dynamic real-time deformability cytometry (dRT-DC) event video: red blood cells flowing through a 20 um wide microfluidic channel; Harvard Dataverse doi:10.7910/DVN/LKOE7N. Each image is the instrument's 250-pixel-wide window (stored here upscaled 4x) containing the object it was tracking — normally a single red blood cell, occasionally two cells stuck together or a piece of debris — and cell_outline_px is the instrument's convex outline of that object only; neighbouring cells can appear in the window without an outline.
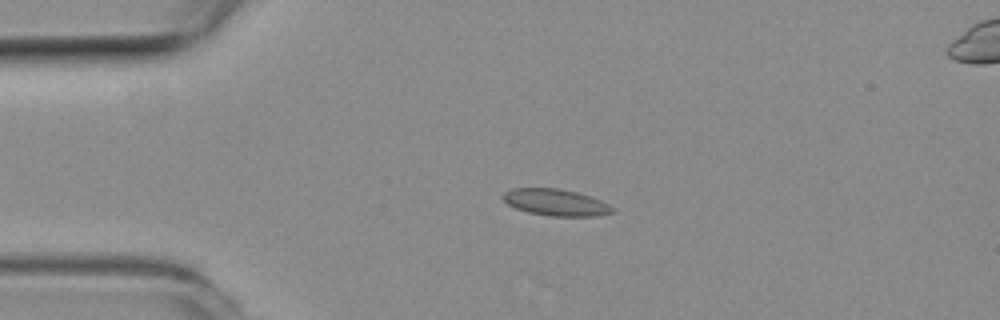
{"species": "common noctule bat (a hibernating species)", "species_latin": "Nyctalus noctula", "temperature_condition": "room temperature", "stored_images_in_passage": 52, "segment_of_instrument_passage": [1, 2], "camera_frame_rate_fps": 3000, "um_per_image_px": 0.085, "animal": {"sex": "female", "body_mass_g": 19.3, "forearm_length_mm": 54.1}, "frame": {"image": 1, "passage_image": 11, "time_ms": 3.333, "image_size_px": [1000, 320], "cell_outline_px": [[616, 212], [600, 216], [552, 216], [528, 212], [516, 208], [508, 204], [504, 200], [504, 192], [512, 188], [560, 188], [576, 192], [600, 200], [616, 208]], "centroid_in_image_um": [47.29, 17.21], "position_along_channel_um": 37.7, "area_um2": 16.99}}
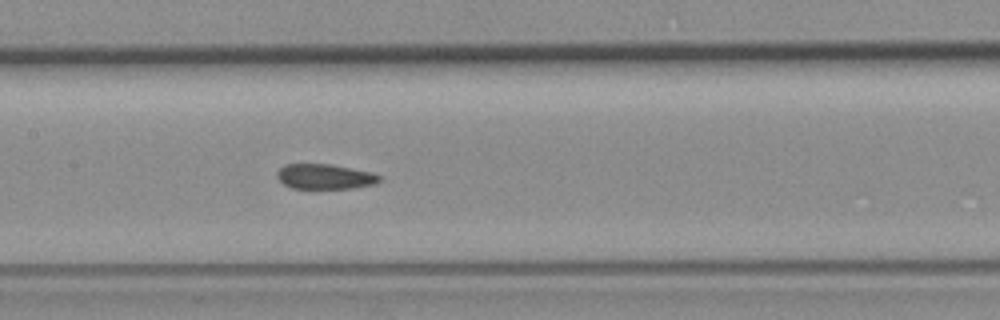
{"frame": {"image": 2, "passage_image": 24, "time_ms": 7.667, "image_size_px": [1000, 320], "cell_outline_px": [[380, 180], [376, 184], [352, 188], [292, 188], [284, 184], [276, 176], [276, 172], [284, 164], [332, 164], [372, 172], [380, 176]], "centroid_in_image_um": [27.61, 15.0], "position_along_channel_um": 179.8, "area_um2": 14.97}}
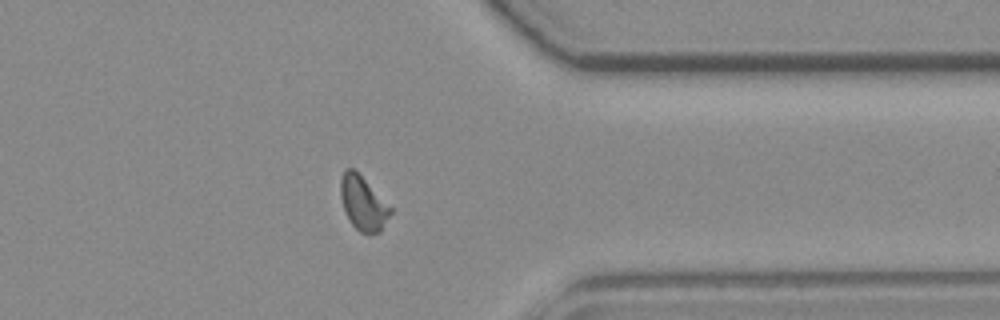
{"frame": {"image": 3, "passage_image": 40, "time_ms": 13.0, "image_size_px": [1000, 320], "cell_outline_px": [[392, 212], [380, 232], [368, 236], [360, 232], [352, 224], [344, 212], [340, 196], [340, 180], [344, 168], [352, 168], [392, 208]], "centroid_in_image_um": [30.84, 17.32], "position_along_channel_um": 380.6, "area_um2": 15.66}}